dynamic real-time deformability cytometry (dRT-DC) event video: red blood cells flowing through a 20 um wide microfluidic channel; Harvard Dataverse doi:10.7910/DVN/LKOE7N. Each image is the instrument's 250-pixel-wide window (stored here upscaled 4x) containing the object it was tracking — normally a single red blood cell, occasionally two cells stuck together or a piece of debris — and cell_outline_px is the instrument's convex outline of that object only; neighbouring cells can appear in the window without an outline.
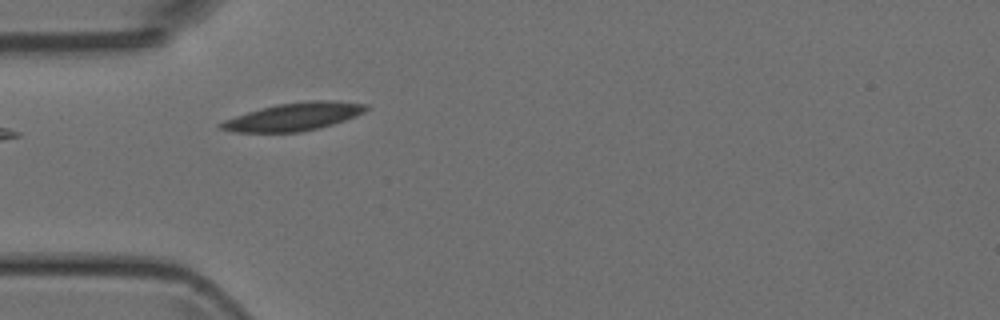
{"species": "Egyptian fruit bat (a non-hibernating species)", "species_latin": "Rousettus aegyptiacus", "temperature_condition": "room temperature", "stored_images_in_passage": 4, "camera_frame_rate_fps": 3000, "um_per_image_px": 0.085, "animal": {"sex": "female"}, "frame": {"image": 1, "passage_image": 3, "time_ms": 2.333, "image_size_px": [1000, 320], "cell_outline_px": [[372, 108], [356, 116], [320, 128], [300, 132], [236, 132], [216, 128], [216, 124], [224, 120], [260, 108], [276, 104], [312, 100], [332, 100], [368, 104]], "centroid_in_image_um": [24.98, 9.91], "position_along_channel_um": 60.0, "area_um2": 23.76}}
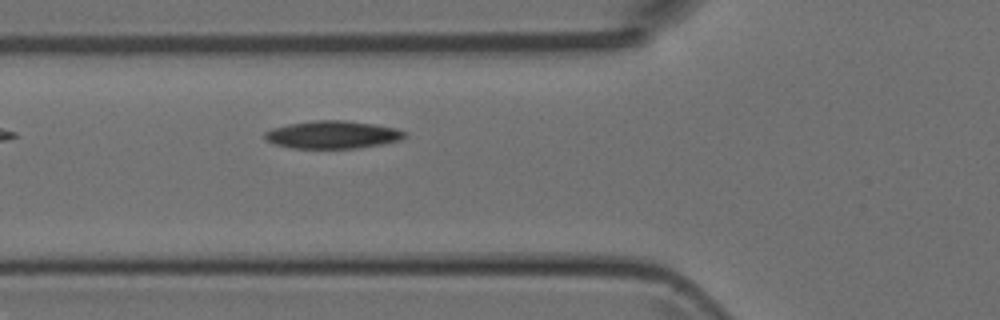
{"frame": {"image": 2, "passage_image": 4, "time_ms": 3.333, "image_size_px": [1000, 320], "cell_outline_px": [[408, 136], [400, 140], [360, 148], [292, 148], [272, 144], [264, 140], [264, 132], [272, 128], [288, 124], [316, 120], [344, 120], [372, 124], [396, 128], [408, 132]], "centroid_in_image_um": [28.25, 11.45], "position_along_channel_um": 97.5, "area_um2": 22.77}}